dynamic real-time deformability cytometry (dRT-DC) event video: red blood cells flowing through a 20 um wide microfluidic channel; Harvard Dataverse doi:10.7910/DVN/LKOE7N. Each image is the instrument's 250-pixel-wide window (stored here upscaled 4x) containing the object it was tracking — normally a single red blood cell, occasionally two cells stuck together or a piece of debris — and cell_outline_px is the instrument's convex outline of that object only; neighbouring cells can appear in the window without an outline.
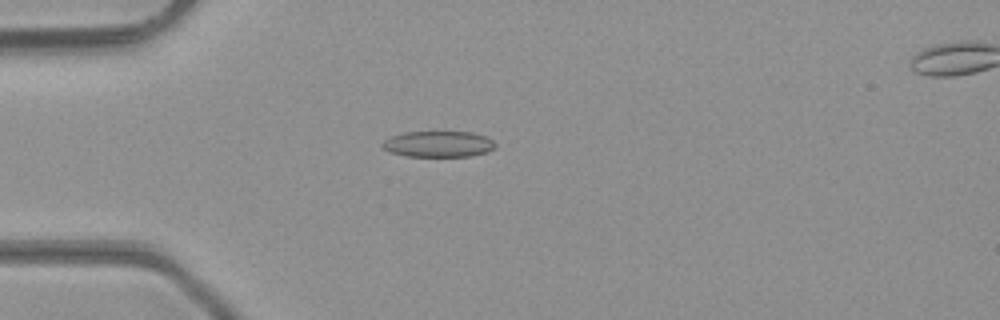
{"species": "common noctule bat (a hibernating species)", "species_latin": "Nyctalus noctula", "temperature_condition": "room temperature", "stored_images_in_passage": 38, "camera_frame_rate_fps": 3000, "um_per_image_px": 0.085, "animal": {"sex": "male", "body_mass_g": 23.1, "forearm_length_mm": 52.7}, "frame": {"image": 1, "passage_image": 3, "time_ms": 0.667, "image_size_px": [1000, 320], "cell_outline_px": [[496, 148], [488, 152], [472, 156], [404, 156], [392, 152], [384, 148], [380, 144], [384, 140], [392, 136], [404, 132], [472, 132], [488, 136], [496, 144]], "centroid_in_image_um": [37.31, 12.24], "position_along_channel_um": 47.7, "area_um2": 17.22}}
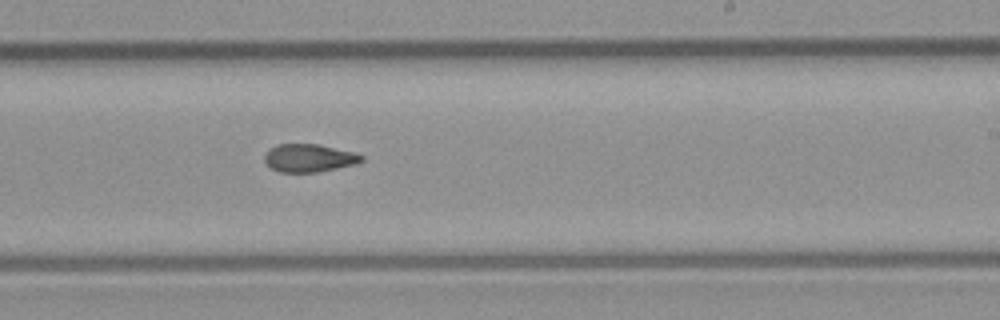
{"frame": {"image": 2, "passage_image": 19, "time_ms": 6.0, "image_size_px": [1000, 320], "cell_outline_px": [[364, 160], [356, 164], [320, 172], [280, 172], [272, 168], [264, 160], [264, 156], [276, 144], [320, 144], [356, 152], [364, 156]], "centroid_in_image_um": [26.34, 13.43], "position_along_channel_um": 262.7, "area_um2": 15.9}}
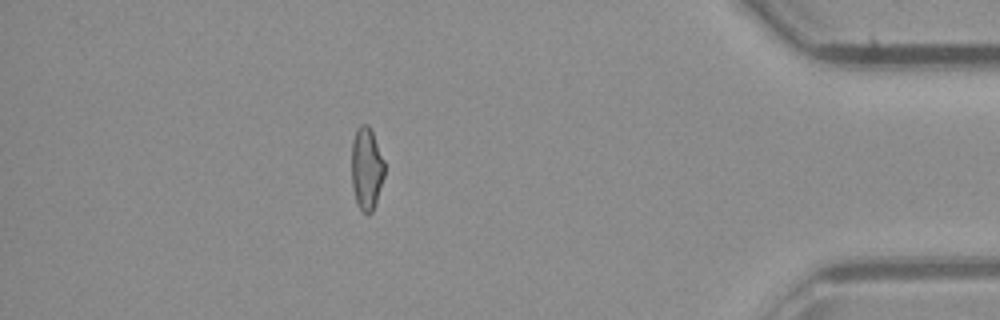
{"frame": {"image": 3, "passage_image": 32, "time_ms": 10.333, "image_size_px": [1000, 320], "cell_outline_px": [[384, 176], [372, 212], [368, 216], [356, 204], [352, 188], [352, 140], [356, 128], [360, 124], [368, 124], [372, 132], [384, 160]], "centroid_in_image_um": [31.14, 14.32], "position_along_channel_um": 404.1, "area_um2": 15.84}, "authors_computed_cell_mechanics": {"area_um2": 16.4441, "velocity_mm_per_s": 4.3231, "shape_relaxation_time_tau1_ms": null, "shape_relaxation_time_tau2_ms": 3.49, "deformation_change_tau1": null, "deformation_change_tau2": 0.1118}}